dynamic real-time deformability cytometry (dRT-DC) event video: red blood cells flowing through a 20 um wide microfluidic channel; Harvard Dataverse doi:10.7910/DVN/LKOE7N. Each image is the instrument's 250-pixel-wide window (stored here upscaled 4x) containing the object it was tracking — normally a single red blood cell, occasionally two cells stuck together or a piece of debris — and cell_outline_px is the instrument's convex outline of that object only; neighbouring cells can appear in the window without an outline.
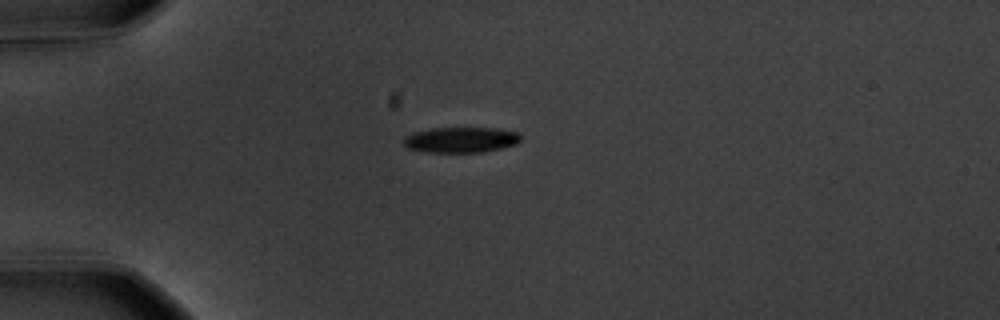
{"species": "common noctule bat (a hibernating species)", "species_latin": "Nyctalus noctula", "temperature_condition": "warm", "stored_images_in_passage": 42, "camera_frame_rate_fps": 3000, "um_per_image_px": 0.085, "animal": {"sex": "male", "body_mass_g": 20.1, "forearm_length_mm": 53.5}, "frame": {"image": 1, "passage_image": 1, "time_ms": 0.0, "image_size_px": [1000, 320], "cell_outline_px": [[520, 140], [516, 144], [500, 148], [480, 152], [428, 152], [408, 148], [404, 144], [404, 136], [412, 132], [432, 128], [496, 128], [520, 132]], "centroid_in_image_um": [39.17, 11.87], "position_along_channel_um": 45.8, "area_um2": 17.4}}
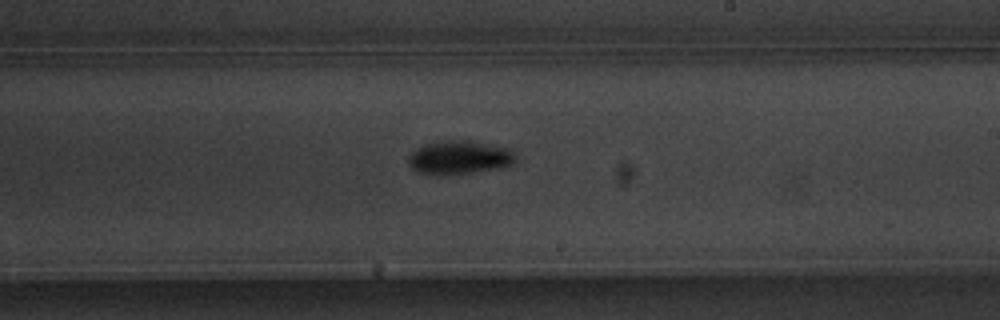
{"frame": {"image": 2, "passage_image": 20, "time_ms": 6.333, "image_size_px": [1000, 320], "cell_outline_px": [[516, 156], [512, 164], [504, 168], [440, 176], [436, 176], [416, 172], [408, 164], [408, 156], [416, 148], [428, 144], [448, 140], [468, 140], [504, 148], [512, 152]], "centroid_in_image_um": [38.99, 13.42], "position_along_channel_um": 250.0, "area_um2": 20.92}}
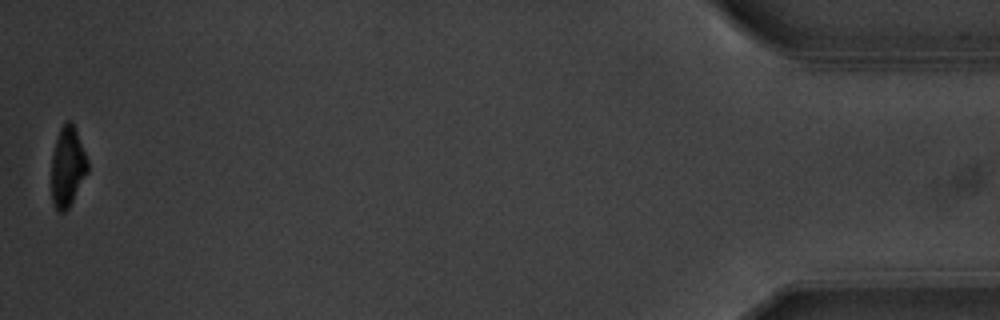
{"frame": {"image": 3, "passage_image": 42, "time_ms": 13.667, "image_size_px": [1000, 320], "cell_outline_px": [[88, 172], [68, 208], [64, 212], [60, 212], [56, 208], [52, 200], [52, 156], [56, 140], [60, 128], [64, 120], [68, 120], [72, 124], [76, 132], [88, 160]], "centroid_in_image_um": [5.74, 14.17], "position_along_channel_um": 429.5, "area_um2": 16.53}, "authors_computed_cell_mechanics": {"area_um2": 18.8139, "velocity_mm_per_s": 3.6065, "shape_relaxation_time_tau1_ms": 2.5371, "shape_relaxation_time_tau2_ms": null, "deformation_change_tau1": 0.1315, "deformation_change_tau2": null}}